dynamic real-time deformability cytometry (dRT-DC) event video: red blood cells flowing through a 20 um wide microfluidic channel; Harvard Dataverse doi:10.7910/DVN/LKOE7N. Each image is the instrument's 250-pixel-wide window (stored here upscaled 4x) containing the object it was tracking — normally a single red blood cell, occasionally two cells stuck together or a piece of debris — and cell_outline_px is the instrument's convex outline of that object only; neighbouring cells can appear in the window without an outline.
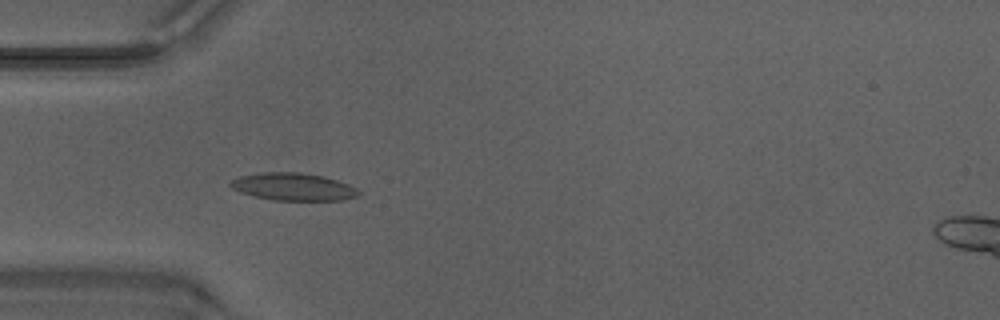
{"species": "Egyptian fruit bat (a non-hibernating species)", "species_latin": "Rousettus aegyptiacus", "temperature_condition": "warm", "stored_images_in_passage": 39, "camera_frame_rate_fps": 3000, "um_per_image_px": 0.085, "animal": {"sex": "male"}, "frame": {"image": 1, "passage_image": 5, "time_ms": 1.333, "image_size_px": [1000, 320], "cell_outline_px": [[360, 192], [356, 196], [344, 200], [272, 200], [252, 196], [240, 192], [232, 188], [228, 184], [232, 180], [240, 176], [264, 172], [296, 172], [324, 176], [348, 184], [356, 188]], "centroid_in_image_um": [24.9, 15.88], "position_along_channel_um": 60.1, "area_um2": 20.46}}
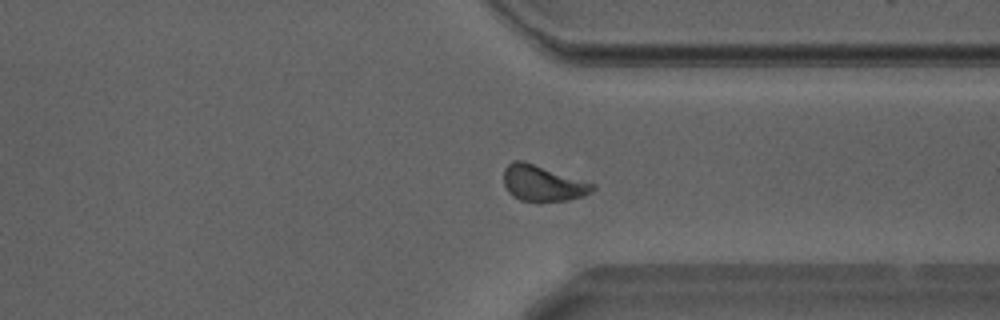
{"frame": {"image": 2, "passage_image": 27, "time_ms": 8.667, "image_size_px": [1000, 320], "cell_outline_px": [[596, 188], [592, 192], [584, 196], [568, 200], [520, 200], [512, 196], [508, 192], [504, 184], [504, 168], [512, 160], [524, 160], [596, 184]], "centroid_in_image_um": [46.14, 15.55], "position_along_channel_um": 365.3, "area_um2": 18.61}}
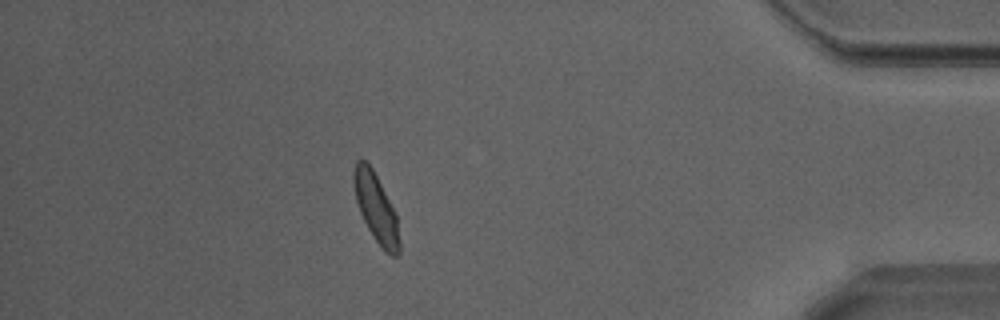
{"frame": {"image": 3, "passage_image": 33, "time_ms": 10.667, "image_size_px": [1000, 320], "cell_outline_px": [[400, 252], [396, 256], [392, 256], [384, 252], [372, 236], [360, 212], [356, 200], [352, 180], [352, 172], [356, 160], [364, 160], [372, 168], [396, 212], [400, 240]], "centroid_in_image_um": [31.97, 17.7], "position_along_channel_um": 403.2, "area_um2": 18.44}, "authors_computed_cell_mechanics": {"area_um2": 18.496, "velocity_mm_per_s": 4.1985, "shape_relaxation_time_tau1_ms": 2.4513, "shape_relaxation_time_tau2_ms": 1.0538, "deformation_change_tau1": 0.0964, "deformation_change_tau2": 0.053}}